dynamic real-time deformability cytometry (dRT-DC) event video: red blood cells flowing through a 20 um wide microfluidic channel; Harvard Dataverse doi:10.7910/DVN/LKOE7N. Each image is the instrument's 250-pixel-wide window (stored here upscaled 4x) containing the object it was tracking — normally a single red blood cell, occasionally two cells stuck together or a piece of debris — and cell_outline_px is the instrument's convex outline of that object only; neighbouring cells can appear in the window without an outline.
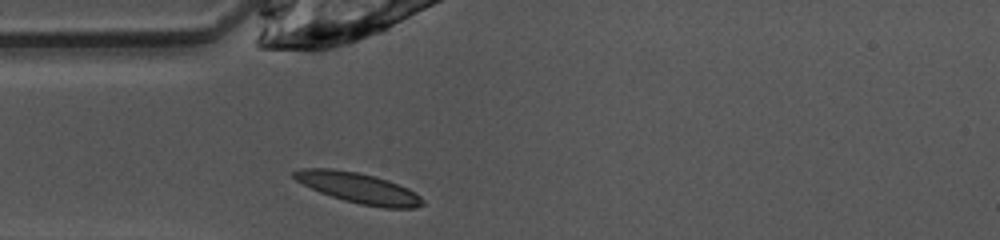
{"species": "common noctule bat (a hibernating species)", "species_latin": "Nyctalus noctula", "temperature_condition": "warm", "stored_images_in_passage": 37, "camera_frame_rate_fps": 3000, "um_per_image_px": 0.085, "animal": {"sex": "female", "body_mass_g": 10.0, "forearm_length_mm": 53.1}, "frame": {"image": 1, "passage_image": 1, "time_ms": 0.0, "image_size_px": [1000, 240], "cell_outline_px": [[424, 204], [416, 208], [384, 208], [360, 204], [344, 200], [320, 192], [296, 180], [292, 176], [292, 172], [304, 168], [332, 168], [356, 172], [388, 180], [408, 188], [416, 192], [424, 200]], "centroid_in_image_um": [30.51, 15.98], "position_along_channel_um": 54.5, "area_um2": 22.66}}
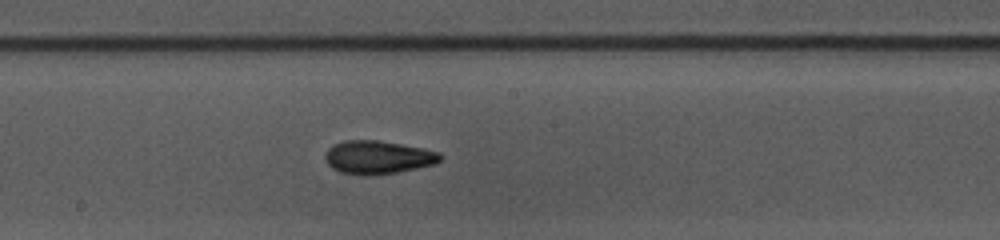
{"frame": {"image": 2, "passage_image": 13, "time_ms": 4.0, "image_size_px": [1000, 240], "cell_outline_px": [[444, 156], [436, 164], [396, 172], [340, 172], [332, 168], [328, 164], [324, 156], [328, 148], [332, 144], [344, 140], [376, 140], [424, 148], [440, 152]], "centroid_in_image_um": [32.15, 13.31], "position_along_channel_um": 216.0, "area_um2": 21.62}}
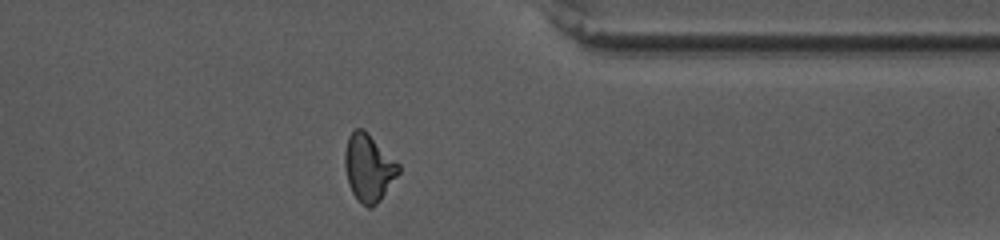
{"frame": {"image": 3, "passage_image": 26, "time_ms": 8.333, "image_size_px": [1000, 240], "cell_outline_px": [[400, 172], [380, 200], [372, 208], [368, 208], [352, 192], [348, 184], [344, 168], [344, 152], [348, 136], [356, 128], [364, 128], [400, 164]], "centroid_in_image_um": [31.33, 14.23], "position_along_channel_um": 380.1, "area_um2": 21.15}, "authors_computed_cell_mechanics": {"area_um2": 21.3282, "velocity_mm_per_s": 4.0476, "shape_relaxation_time_tau1_ms": 4.4525, "shape_relaxation_time_tau2_ms": 2.3971, "deformation_change_tau1": 0.1599, "deformation_change_tau2": 0.0892}}